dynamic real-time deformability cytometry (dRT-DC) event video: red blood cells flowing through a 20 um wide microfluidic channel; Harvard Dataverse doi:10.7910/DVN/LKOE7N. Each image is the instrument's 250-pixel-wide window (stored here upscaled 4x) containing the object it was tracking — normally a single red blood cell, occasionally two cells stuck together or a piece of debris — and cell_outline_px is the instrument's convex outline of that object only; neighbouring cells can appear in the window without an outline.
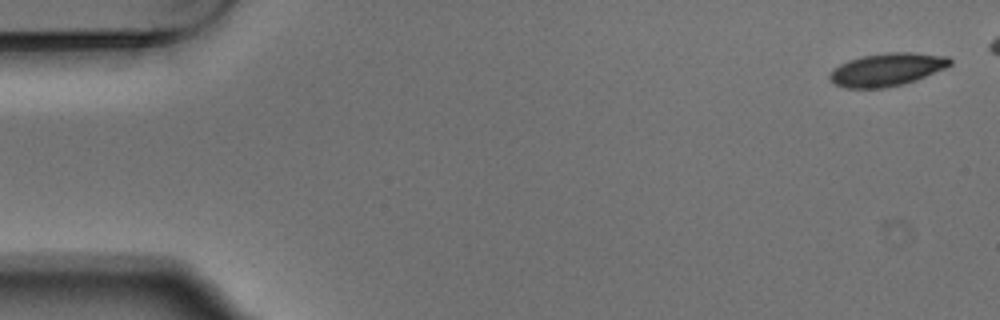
{"species": "Egyptian fruit bat (a non-hibernating species)", "species_latin": "Rousettus aegyptiacus", "temperature_condition": "warm", "stored_images_in_passage": 4, "camera_frame_rate_fps": 3000, "um_per_image_px": 0.085, "animal": {"sex": "male"}, "frame": {"image": 1, "passage_image": 1, "time_ms": 0.0, "image_size_px": [1000, 320], "cell_outline_px": [[952, 64], [948, 68], [916, 80], [904, 84], [884, 88], [844, 88], [832, 84], [828, 76], [832, 68], [848, 60], [864, 56], [888, 52], [912, 52], [948, 56], [952, 60]], "centroid_in_image_um": [75.4, 5.92], "position_along_channel_um": 9.6, "area_um2": 23.47}}